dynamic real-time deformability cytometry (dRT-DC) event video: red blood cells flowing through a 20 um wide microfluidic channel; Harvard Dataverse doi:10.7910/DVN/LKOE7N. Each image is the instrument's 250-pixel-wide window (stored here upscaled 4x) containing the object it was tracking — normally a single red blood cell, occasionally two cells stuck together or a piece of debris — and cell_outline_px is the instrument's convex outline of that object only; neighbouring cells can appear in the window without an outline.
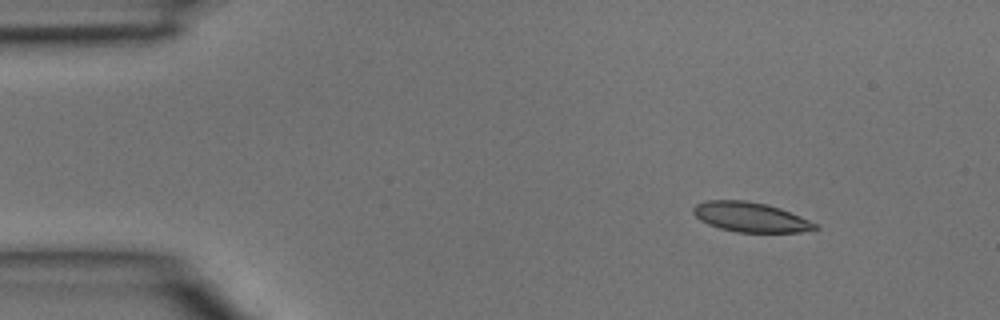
{"species": "common noctule bat (a hibernating species)", "species_latin": "Nyctalus noctula", "temperature_condition": "room temperature", "stored_images_in_passage": 3, "camera_frame_rate_fps": 3000, "um_per_image_px": 0.085, "animal": {"sex": "male", "body_mass_g": 15.6}, "frame": {"image": 1, "passage_image": 1, "time_ms": 0.0, "image_size_px": [1000, 320], "cell_outline_px": [[820, 228], [800, 232], [736, 232], [720, 228], [708, 224], [700, 220], [692, 212], [692, 208], [696, 204], [708, 200], [744, 200], [768, 204], [780, 208], [820, 224]], "centroid_in_image_um": [63.82, 18.45], "position_along_channel_um": 21.2, "area_um2": 21.21}}
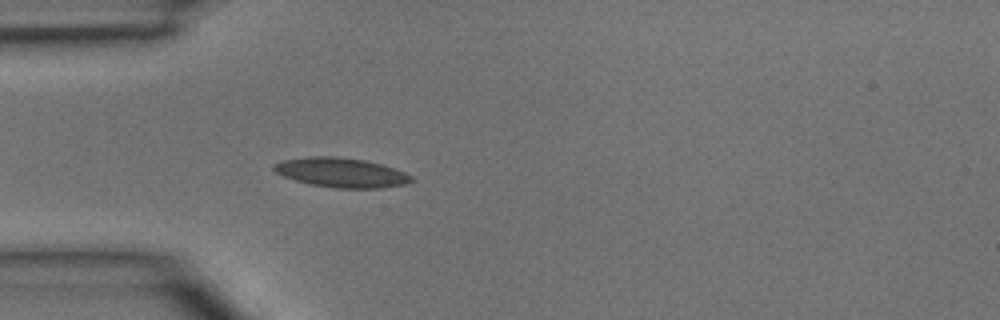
{"frame": {"image": 2, "passage_image": 3, "time_ms": 0.667, "image_size_px": [1000, 320], "cell_outline_px": [[412, 180], [404, 184], [384, 188], [336, 188], [312, 184], [296, 180], [284, 176], [276, 172], [272, 168], [272, 164], [284, 160], [312, 156], [336, 156], [364, 160], [380, 164], [404, 172], [412, 176]], "centroid_in_image_um": [28.99, 14.66], "position_along_channel_um": 56.0, "area_um2": 23.35}}